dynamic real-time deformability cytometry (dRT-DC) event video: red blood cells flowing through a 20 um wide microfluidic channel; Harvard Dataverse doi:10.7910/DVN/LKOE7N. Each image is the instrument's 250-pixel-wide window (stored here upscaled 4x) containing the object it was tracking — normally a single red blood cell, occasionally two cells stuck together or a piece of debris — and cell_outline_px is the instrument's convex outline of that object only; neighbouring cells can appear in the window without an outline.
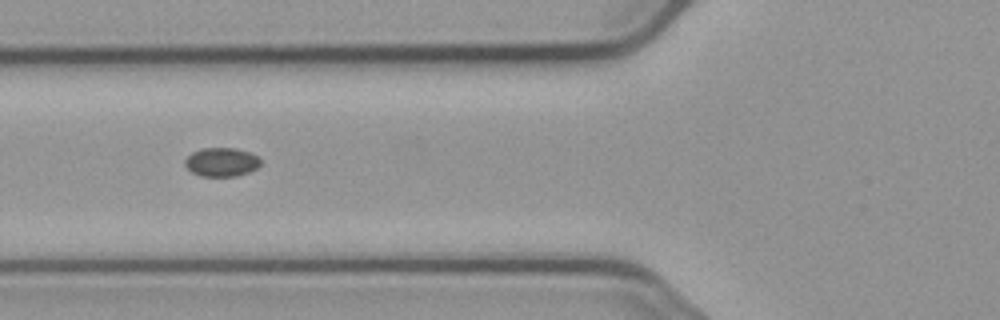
{"species": "common noctule bat (a hibernating species)", "species_latin": "Nyctalus noctula", "temperature_condition": "cold", "stored_images_in_passage": 6, "camera_frame_rate_fps": 3000, "um_per_image_px": 0.085, "animal": {"sex": "male", "body_mass_g": 23.1, "forearm_length_mm": 52.7}, "frame": {"image": 1, "passage_image": 2, "time_ms": 1.333, "image_size_px": [1000, 320], "cell_outline_px": [[260, 164], [256, 168], [248, 172], [236, 176], [200, 176], [192, 172], [184, 164], [184, 160], [192, 152], [204, 148], [236, 148], [248, 152], [256, 156], [260, 160]], "centroid_in_image_um": [18.8, 13.77], "position_along_channel_um": 107.0, "area_um2": 12.54}}
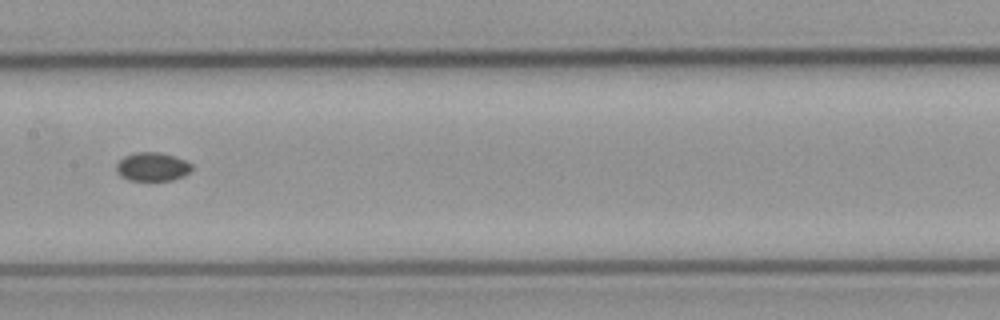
{"frame": {"image": 2, "passage_image": 4, "time_ms": 3.667, "image_size_px": [1000, 320], "cell_outline_px": [[192, 168], [184, 176], [172, 180], [128, 180], [120, 176], [116, 172], [116, 164], [124, 156], [136, 152], [160, 152], [176, 156], [192, 164]], "centroid_in_image_um": [12.94, 14.17], "position_along_channel_um": 194.5, "area_um2": 12.66}}
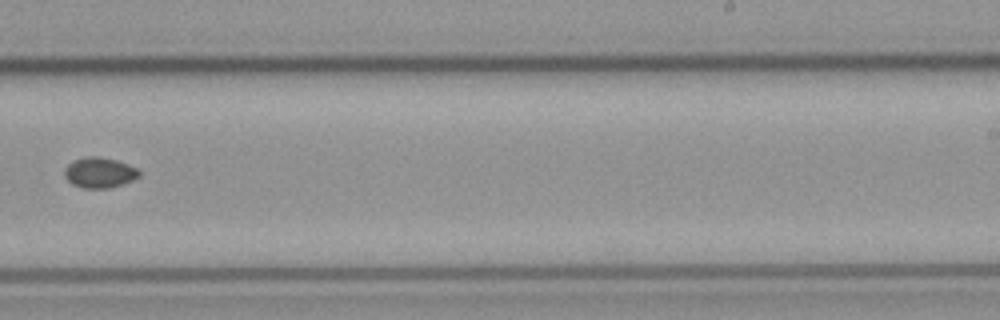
{"frame": {"image": 3, "passage_image": 6, "time_ms": 6.0, "image_size_px": [1000, 320], "cell_outline_px": [[140, 176], [124, 184], [108, 188], [80, 188], [72, 184], [64, 176], [64, 168], [68, 164], [76, 160], [88, 156], [96, 156], [116, 160], [136, 168], [140, 172]], "centroid_in_image_um": [8.44, 14.69], "position_along_channel_um": 280.6, "area_um2": 13.18}}